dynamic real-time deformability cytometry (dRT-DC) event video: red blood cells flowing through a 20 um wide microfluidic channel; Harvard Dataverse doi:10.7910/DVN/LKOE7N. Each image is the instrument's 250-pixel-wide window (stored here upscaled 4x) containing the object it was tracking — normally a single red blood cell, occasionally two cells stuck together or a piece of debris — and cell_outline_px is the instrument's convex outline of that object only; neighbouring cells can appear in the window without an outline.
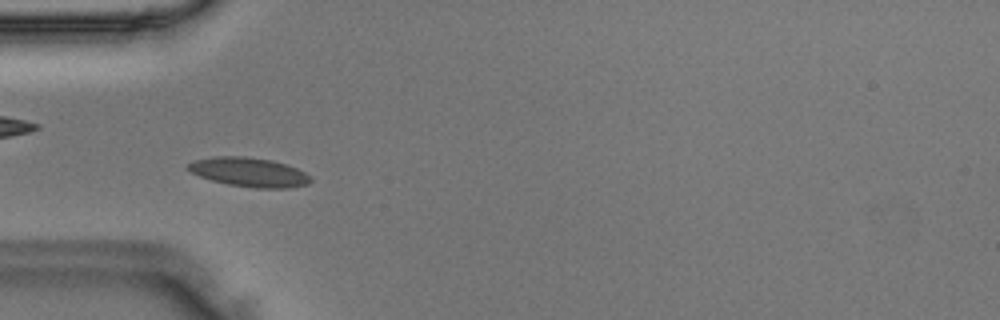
{"species": "Egyptian fruit bat (a non-hibernating species)", "species_latin": "Rousettus aegyptiacus", "temperature_condition": "room temperature", "stored_images_in_passage": 39, "camera_frame_rate_fps": 3000, "um_per_image_px": 0.085, "animal": {"sex": "male"}, "frame": {"image": 1, "passage_image": 5, "time_ms": 1.333, "image_size_px": [1000, 320], "cell_outline_px": [[312, 180], [308, 184], [288, 188], [256, 188], [228, 184], [212, 180], [200, 176], [184, 168], [188, 164], [196, 160], [212, 156], [244, 156], [272, 160], [296, 168], [312, 176]], "centroid_in_image_um": [21.18, 14.63], "position_along_channel_um": 63.8, "area_um2": 20.81}}
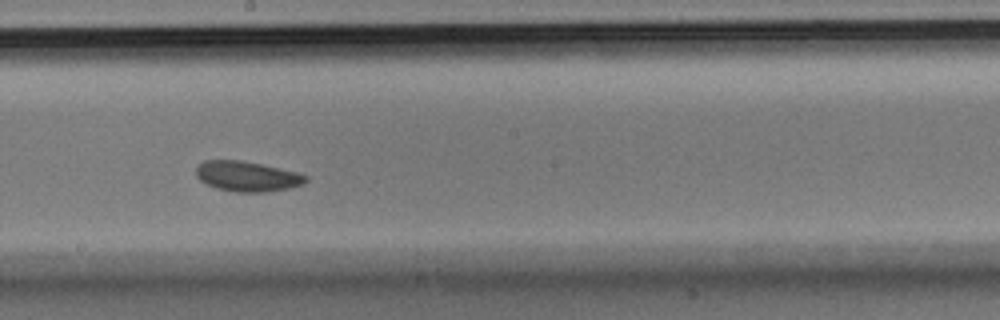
{"frame": {"image": 2, "passage_image": 17, "time_ms": 5.333, "image_size_px": [1000, 320], "cell_outline_px": [[308, 180], [304, 184], [288, 188], [264, 192], [232, 192], [216, 188], [200, 180], [196, 176], [196, 168], [204, 160], [240, 160], [260, 164], [296, 172], [308, 176]], "centroid_in_image_um": [21.0, 14.99], "position_along_channel_um": 227.2, "area_um2": 19.19}}
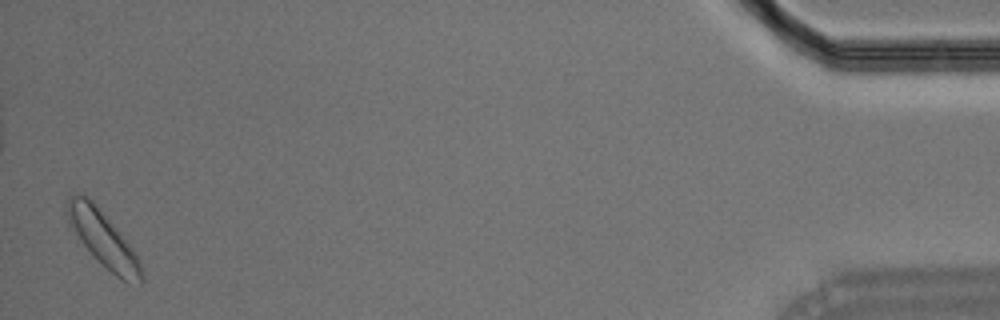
{"frame": {"image": 3, "passage_image": 38, "time_ms": 12.333, "image_size_px": [1000, 320], "cell_outline_px": [[144, 284], [140, 284], [124, 280], [116, 276], [92, 256], [68, 228], [64, 212], [68, 196], [72, 192], [80, 192], [88, 196], [92, 200], [132, 248], [140, 260], [144, 272]], "centroid_in_image_um": [8.68, 20.27], "position_along_channel_um": 426.5, "area_um2": 24.68}}